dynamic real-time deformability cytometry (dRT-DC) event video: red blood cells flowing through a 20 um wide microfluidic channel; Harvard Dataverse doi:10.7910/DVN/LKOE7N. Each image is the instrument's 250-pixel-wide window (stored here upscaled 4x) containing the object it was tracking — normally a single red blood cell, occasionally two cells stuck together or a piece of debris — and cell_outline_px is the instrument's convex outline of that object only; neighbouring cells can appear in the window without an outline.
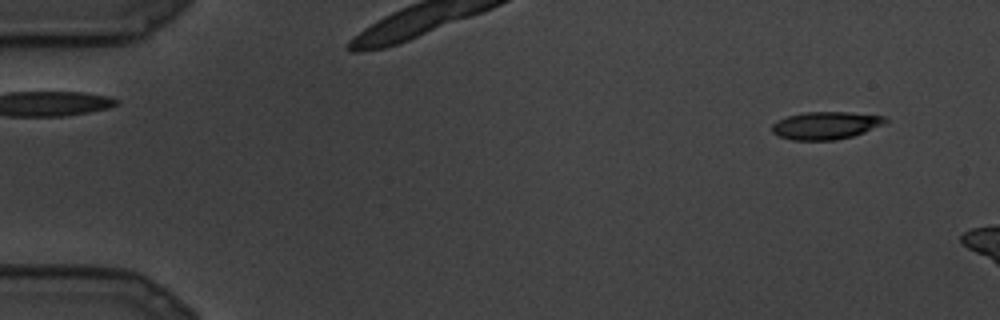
{"species": "common noctule bat (a hibernating species)", "species_latin": "Nyctalus noctula", "temperature_condition": "cold", "stored_images_in_passage": 9, "camera_frame_rate_fps": 3000, "um_per_image_px": 0.085, "animal": {"sex": "male", "body_mass_g": 19.5, "forearm_length_mm": 54.6}, "frame": {"image": 1, "passage_image": 3, "time_ms": 0.667, "image_size_px": [1000, 320], "cell_outline_px": [[888, 120], [864, 132], [852, 136], [836, 140], [792, 140], [780, 136], [772, 132], [772, 124], [776, 120], [788, 116], [804, 112], [848, 112], [884, 116]], "centroid_in_image_um": [70.13, 10.66], "position_along_channel_um": 14.9, "area_um2": 18.03}}